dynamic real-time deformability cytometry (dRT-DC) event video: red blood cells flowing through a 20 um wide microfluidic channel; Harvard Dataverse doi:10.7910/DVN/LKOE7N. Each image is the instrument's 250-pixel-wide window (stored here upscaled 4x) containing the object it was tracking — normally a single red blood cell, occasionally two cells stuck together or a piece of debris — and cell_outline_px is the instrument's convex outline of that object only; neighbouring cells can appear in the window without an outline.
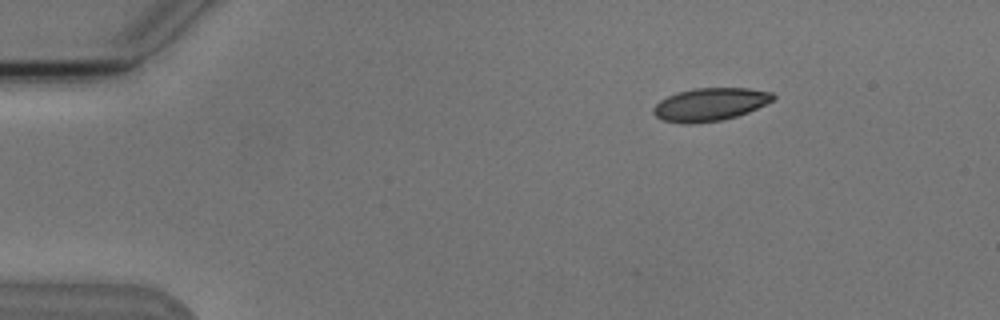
{"species": "Egyptian fruit bat (a non-hibernating species)", "species_latin": "Rousettus aegyptiacus", "temperature_condition": "cold", "stored_images_in_passage": 6, "camera_frame_rate_fps": 3000, "um_per_image_px": 0.085, "animal": {"sex": "male"}, "frame": {"image": 1, "passage_image": 1, "time_ms": 0.0, "image_size_px": [1000, 320], "cell_outline_px": [[776, 96], [772, 100], [748, 112], [736, 116], [720, 120], [696, 124], [680, 124], [660, 120], [652, 112], [652, 108], [660, 100], [676, 92], [692, 88], [748, 88], [772, 92]], "centroid_in_image_um": [60.29, 8.88], "position_along_channel_um": 24.7, "area_um2": 23.12}}
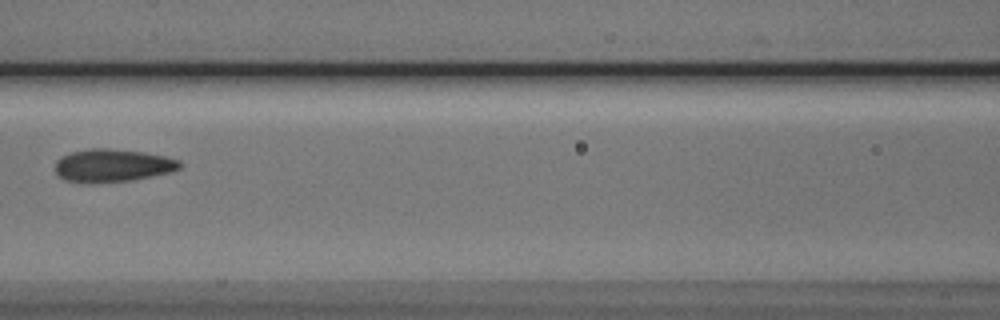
{"frame": {"image": 2, "passage_image": 6, "time_ms": 5.667, "image_size_px": [1000, 320], "cell_outline_px": [[180, 168], [172, 172], [132, 180], [92, 184], [64, 180], [56, 176], [56, 160], [60, 156], [72, 152], [92, 148], [104, 148], [144, 152], [164, 156], [180, 160]], "centroid_in_image_um": [9.53, 14.08], "position_along_channel_um": 157.1, "area_um2": 24.1}}